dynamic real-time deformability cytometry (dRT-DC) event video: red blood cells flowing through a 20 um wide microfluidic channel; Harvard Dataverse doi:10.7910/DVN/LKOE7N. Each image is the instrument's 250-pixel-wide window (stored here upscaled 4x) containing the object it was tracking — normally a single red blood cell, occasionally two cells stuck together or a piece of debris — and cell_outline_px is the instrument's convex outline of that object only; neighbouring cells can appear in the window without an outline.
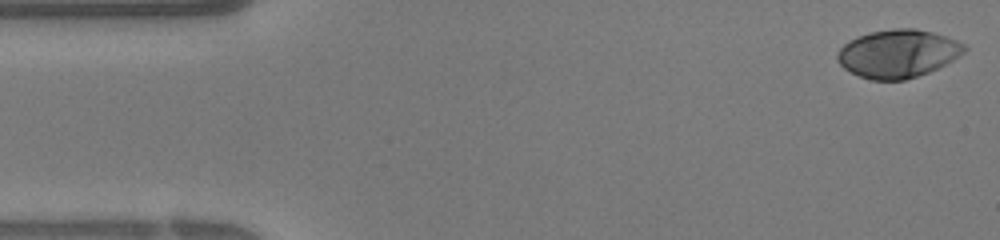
{"species": "human", "species_latin": "Homo sapiens", "temperature_condition": "warm", "stored_images_in_passage": 38, "camera_frame_rate_fps": 3000, "um_per_image_px": 0.085, "donor": {"sex": "female"}, "frame": {"image": 1, "passage_image": 1, "time_ms": 0.0, "image_size_px": [1000, 240], "cell_outline_px": [[968, 48], [964, 52], [952, 60], [928, 72], [904, 80], [868, 80], [844, 68], [836, 60], [836, 56], [840, 48], [848, 40], [856, 36], [868, 32], [892, 28], [916, 28], [932, 32], [956, 40], [964, 44]], "centroid_in_image_um": [76.28, 4.54], "position_along_channel_um": 8.7, "area_um2": 35.55}}
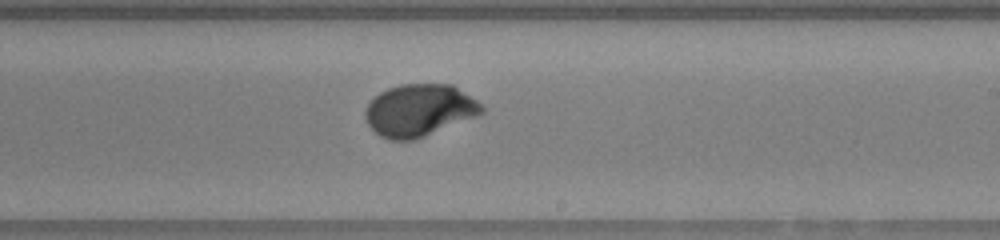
{"frame": {"image": 2, "passage_image": 22, "time_ms": 7.0, "image_size_px": [1000, 240], "cell_outline_px": [[484, 112], [476, 116], [424, 136], [412, 140], [388, 140], [380, 136], [368, 124], [364, 116], [364, 112], [368, 104], [380, 92], [388, 88], [400, 84], [452, 84], [476, 100], [484, 108]], "centroid_in_image_um": [35.62, 9.37], "position_along_channel_um": 253.4, "area_um2": 35.08}}
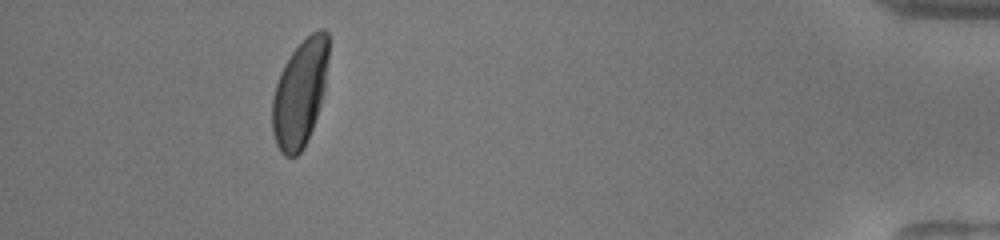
{"frame": {"image": 3, "passage_image": 35, "time_ms": 11.333, "image_size_px": [1000, 240], "cell_outline_px": [[328, 60], [324, 88], [320, 104], [312, 128], [304, 148], [296, 156], [284, 156], [280, 152], [276, 144], [272, 132], [272, 100], [276, 84], [280, 72], [284, 64], [292, 52], [312, 32], [320, 28], [324, 28], [328, 32]], "centroid_in_image_um": [25.48, 7.93], "position_along_channel_um": 409.7, "area_um2": 34.91}}